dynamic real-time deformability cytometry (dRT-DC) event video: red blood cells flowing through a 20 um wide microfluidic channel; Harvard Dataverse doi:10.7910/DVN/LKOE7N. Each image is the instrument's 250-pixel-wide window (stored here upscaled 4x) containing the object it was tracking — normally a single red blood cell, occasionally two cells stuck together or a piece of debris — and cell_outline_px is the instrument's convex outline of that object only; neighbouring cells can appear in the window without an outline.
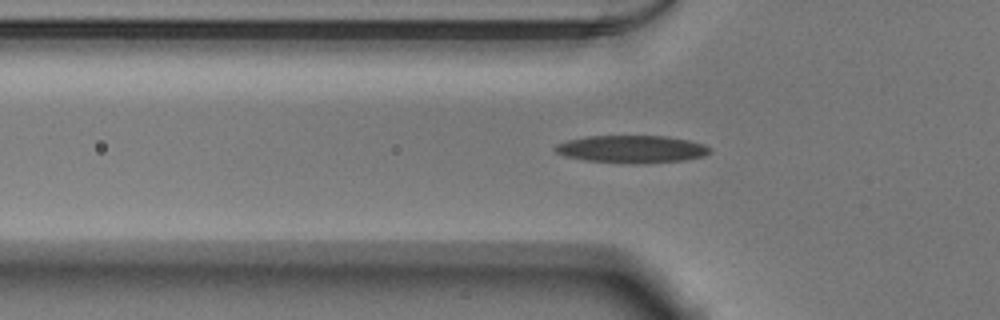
{"species": "Egyptian fruit bat (a non-hibernating species)", "species_latin": "Rousettus aegyptiacus", "temperature_condition": "warm", "stored_images_in_passage": 51, "camera_frame_rate_fps": 3000, "um_per_image_px": 0.085, "animal": {"sex": "male"}, "frame": {"image": 1, "passage_image": 17, "time_ms": 5.333, "image_size_px": [1000, 320], "cell_outline_px": [[712, 152], [704, 156], [684, 160], [644, 164], [628, 164], [584, 160], [564, 156], [556, 152], [552, 148], [556, 144], [568, 140], [584, 136], [664, 136], [688, 140], [704, 144], [712, 148]], "centroid_in_image_um": [53.69, 12.69], "position_along_channel_um": 72.1, "area_um2": 25.2}}
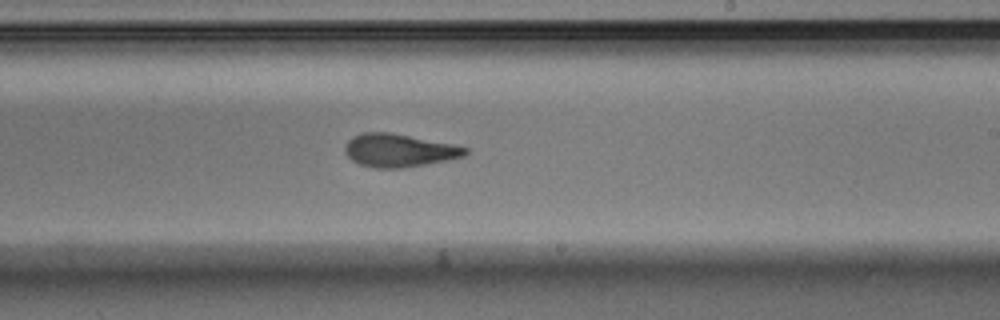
{"frame": {"image": 2, "passage_image": 31, "time_ms": 10.0, "image_size_px": [1000, 320], "cell_outline_px": [[468, 152], [464, 156], [404, 168], [376, 168], [360, 164], [352, 160], [344, 152], [344, 148], [348, 140], [352, 136], [360, 132], [392, 132], [456, 144], [468, 148]], "centroid_in_image_um": [33.9, 12.76], "position_along_channel_um": 255.1, "area_um2": 23.35}}
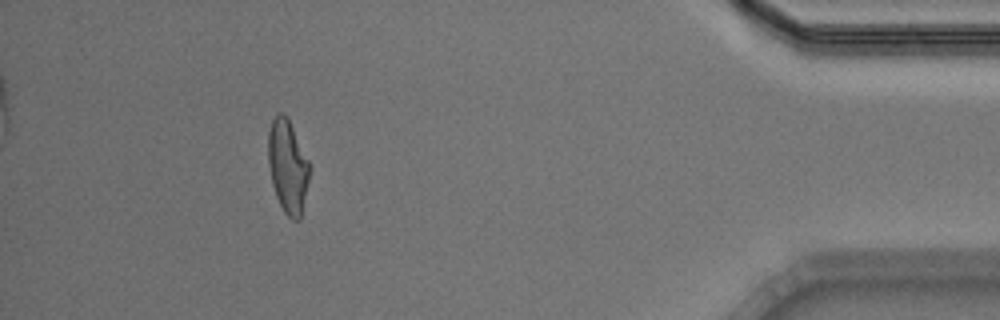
{"frame": {"image": 3, "passage_image": 47, "time_ms": 15.333, "image_size_px": [1000, 320], "cell_outline_px": [[308, 180], [300, 220], [292, 220], [284, 212], [276, 196], [272, 184], [268, 164], [268, 132], [272, 120], [276, 112], [284, 112], [288, 116], [308, 160]], "centroid_in_image_um": [24.43, 14.09], "position_along_channel_um": 410.8, "area_um2": 22.37}}